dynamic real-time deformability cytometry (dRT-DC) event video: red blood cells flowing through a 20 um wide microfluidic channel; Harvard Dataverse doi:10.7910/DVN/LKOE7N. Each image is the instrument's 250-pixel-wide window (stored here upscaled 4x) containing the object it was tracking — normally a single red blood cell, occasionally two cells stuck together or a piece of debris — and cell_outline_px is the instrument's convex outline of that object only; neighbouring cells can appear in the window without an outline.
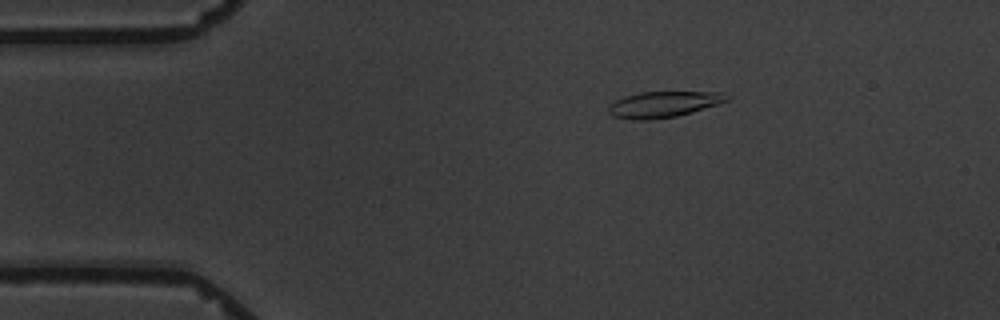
{"species": "common noctule bat (a hibernating species)", "species_latin": "Nyctalus noctula", "temperature_condition": "warm", "stored_images_in_passage": 4, "camera_frame_rate_fps": 3000, "um_per_image_px": 0.085, "animal": {"sex": "male", "body_mass_g": 19.5, "forearm_length_mm": 54.6}, "frame": {"image": 1, "passage_image": 2, "time_ms": 2.0, "image_size_px": [1000, 320], "cell_outline_px": [[732, 96], [728, 100], [720, 104], [692, 112], [676, 116], [648, 120], [636, 120], [612, 116], [608, 112], [608, 104], [624, 96], [640, 92], [720, 92]], "centroid_in_image_um": [56.4, 8.86], "position_along_channel_um": 28.6, "area_um2": 18.03}}